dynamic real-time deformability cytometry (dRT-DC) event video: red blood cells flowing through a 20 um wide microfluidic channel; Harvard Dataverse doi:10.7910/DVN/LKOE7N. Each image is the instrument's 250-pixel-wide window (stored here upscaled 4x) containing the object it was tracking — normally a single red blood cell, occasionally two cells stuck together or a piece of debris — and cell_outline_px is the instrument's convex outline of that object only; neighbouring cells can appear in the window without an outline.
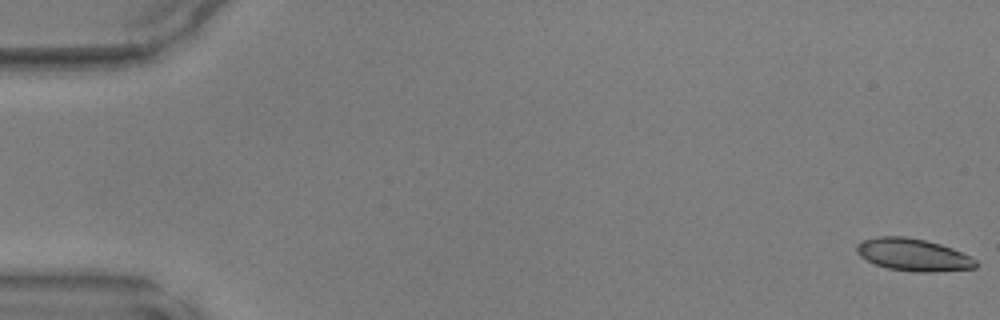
{"species": "common noctule bat (a hibernating species)", "species_latin": "Nyctalus noctula", "temperature_condition": "warm", "stored_images_in_passage": 15, "camera_frame_rate_fps": 3000, "um_per_image_px": 0.085, "animal": {"sex": "male", "body_mass_g": 17.9, "forearm_length_mm": 54.2}, "frame": {"image": 1, "passage_image": 1, "time_ms": 0.0, "image_size_px": [1000, 320], "cell_outline_px": [[976, 268], [932, 272], [916, 272], [888, 268], [876, 264], [860, 256], [856, 252], [856, 244], [864, 240], [880, 236], [904, 236], [924, 240], [940, 244], [952, 248], [972, 256], [976, 260]], "centroid_in_image_um": [77.64, 21.65], "position_along_channel_um": 7.4, "area_um2": 22.37}}